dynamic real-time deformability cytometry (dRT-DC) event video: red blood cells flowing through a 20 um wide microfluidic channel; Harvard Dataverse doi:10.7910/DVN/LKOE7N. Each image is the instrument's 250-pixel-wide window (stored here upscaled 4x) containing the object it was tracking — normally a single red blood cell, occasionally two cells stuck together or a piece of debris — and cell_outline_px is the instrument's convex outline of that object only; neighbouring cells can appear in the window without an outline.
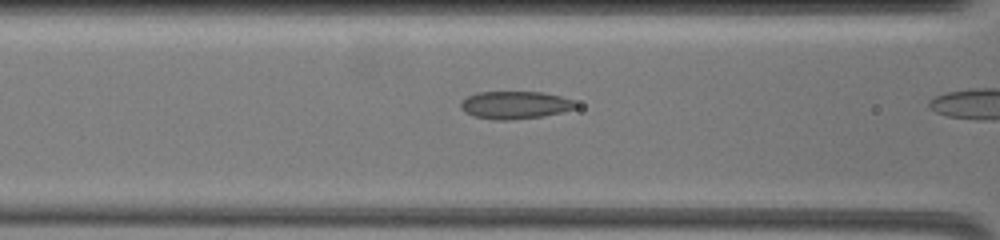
{"species": "common noctule bat (a hibernating species)", "species_latin": "Nyctalus noctula", "temperature_condition": "warm", "stored_images_in_passage": 7, "camera_frame_rate_fps": 3000, "um_per_image_px": 0.085, "animal": {"sex": "female", "body_mass_g": 19.5, "forearm_length_mm": 54.1}, "frame": {"image": 1, "passage_image": 6, "time_ms": 2.0, "image_size_px": [1000, 240], "cell_outline_px": [[576, 108], [544, 116], [512, 120], [492, 120], [472, 116], [464, 112], [460, 108], [460, 104], [468, 96], [476, 92], [544, 92], [560, 96], [572, 100], [576, 104]], "centroid_in_image_um": [43.74, 8.93], "position_along_channel_um": 122.9, "area_um2": 18.61}}